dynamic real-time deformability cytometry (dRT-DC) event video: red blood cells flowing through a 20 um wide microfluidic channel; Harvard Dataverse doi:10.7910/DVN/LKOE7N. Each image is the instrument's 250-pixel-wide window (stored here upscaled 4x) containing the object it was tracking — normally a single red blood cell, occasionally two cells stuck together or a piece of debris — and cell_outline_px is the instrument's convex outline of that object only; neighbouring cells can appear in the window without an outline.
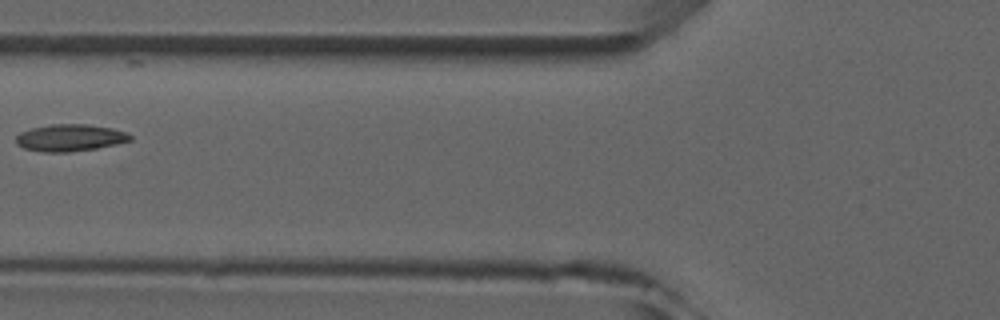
{"species": "common noctule bat (a hibernating species)", "species_latin": "Nyctalus noctula", "temperature_condition": "room temperature", "stored_images_in_passage": 7, "camera_frame_rate_fps": 3000, "um_per_image_px": 0.085, "animal": {"sex": "male", "forearm_length_mm": 52.5}, "frame": {"image": 1, "passage_image": 5, "time_ms": 5.667, "image_size_px": [1000, 320], "cell_outline_px": [[132, 140], [116, 144], [96, 148], [68, 152], [44, 152], [24, 148], [16, 144], [16, 136], [20, 132], [32, 128], [52, 124], [88, 124], [112, 128], [128, 132], [132, 136]], "centroid_in_image_um": [5.97, 11.7], "position_along_channel_um": 119.8, "area_um2": 17.98}}
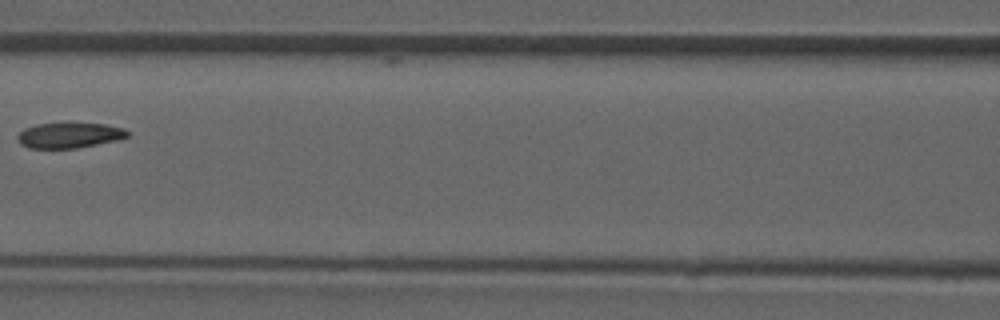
{"frame": {"image": 2, "passage_image": 6, "time_ms": 6.667, "image_size_px": [1000, 320], "cell_outline_px": [[128, 136], [116, 140], [76, 148], [28, 148], [20, 144], [16, 136], [24, 128], [36, 124], [104, 124], [124, 128], [128, 132]], "centroid_in_image_um": [5.85, 11.51], "position_along_channel_um": 160.8, "area_um2": 15.95}}